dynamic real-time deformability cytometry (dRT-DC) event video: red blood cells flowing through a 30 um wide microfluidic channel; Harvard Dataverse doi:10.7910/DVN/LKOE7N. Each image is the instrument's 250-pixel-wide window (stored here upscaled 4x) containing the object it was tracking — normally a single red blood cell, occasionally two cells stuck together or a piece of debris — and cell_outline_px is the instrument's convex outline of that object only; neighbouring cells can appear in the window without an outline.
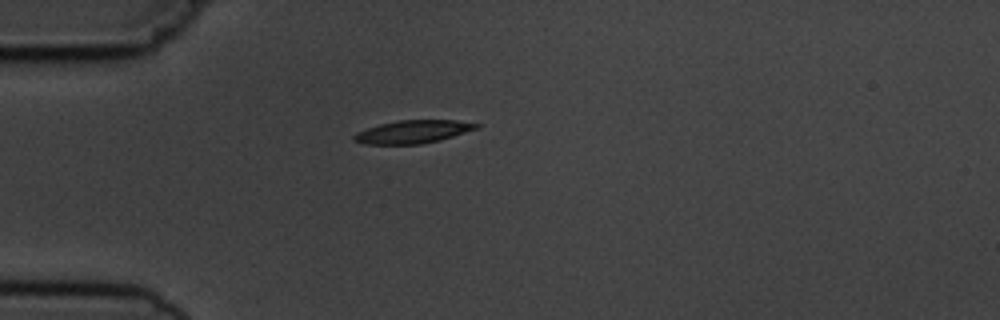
{"species": "common noctule bat (a hibernating species)", "species_latin": "Nyctalus noctula", "temperature_condition": "cold", "stored_images_in_passage": 3, "camera_frame_rate_fps": 3000, "um_per_image_px": 0.085, "animal": {"sex": "male", "body_mass_g": 19.5, "forearm_length_mm": 54.6}, "frame": {"image": 1, "passage_image": 3, "time_ms": 2.333, "image_size_px": [1000, 320], "cell_outline_px": [[480, 124], [476, 128], [440, 140], [420, 144], [364, 144], [352, 140], [352, 136], [356, 132], [380, 124], [400, 120], [456, 120]], "centroid_in_image_um": [35.03, 11.2], "position_along_channel_um": 50.0, "area_um2": 16.18}}